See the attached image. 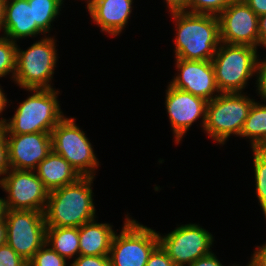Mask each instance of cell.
<instances>
[{
	"instance_id": "6da1fadb",
	"label": "cell",
	"mask_w": 266,
	"mask_h": 266,
	"mask_svg": "<svg viewBox=\"0 0 266 266\" xmlns=\"http://www.w3.org/2000/svg\"><path fill=\"white\" fill-rule=\"evenodd\" d=\"M170 15L175 23L174 57L211 61L221 43L218 16L186 11Z\"/></svg>"
},
{
	"instance_id": "7a4b0ae2",
	"label": "cell",
	"mask_w": 266,
	"mask_h": 266,
	"mask_svg": "<svg viewBox=\"0 0 266 266\" xmlns=\"http://www.w3.org/2000/svg\"><path fill=\"white\" fill-rule=\"evenodd\" d=\"M94 177H80L76 182L49 192L44 210L46 227H81L96 218L93 202Z\"/></svg>"
},
{
	"instance_id": "3957f363",
	"label": "cell",
	"mask_w": 266,
	"mask_h": 266,
	"mask_svg": "<svg viewBox=\"0 0 266 266\" xmlns=\"http://www.w3.org/2000/svg\"><path fill=\"white\" fill-rule=\"evenodd\" d=\"M32 93L20 102L14 115L4 119L6 134L51 133L53 128L65 117L60 101V90L26 89Z\"/></svg>"
},
{
	"instance_id": "277c9868",
	"label": "cell",
	"mask_w": 266,
	"mask_h": 266,
	"mask_svg": "<svg viewBox=\"0 0 266 266\" xmlns=\"http://www.w3.org/2000/svg\"><path fill=\"white\" fill-rule=\"evenodd\" d=\"M55 36L41 37L26 50L17 44L14 84L20 89H53V76L58 62ZM52 85V86H51Z\"/></svg>"
},
{
	"instance_id": "5b68a950",
	"label": "cell",
	"mask_w": 266,
	"mask_h": 266,
	"mask_svg": "<svg viewBox=\"0 0 266 266\" xmlns=\"http://www.w3.org/2000/svg\"><path fill=\"white\" fill-rule=\"evenodd\" d=\"M245 93H220L208 101L203 128L208 138L223 146L231 135L240 136L250 108L255 102V99Z\"/></svg>"
},
{
	"instance_id": "8992f818",
	"label": "cell",
	"mask_w": 266,
	"mask_h": 266,
	"mask_svg": "<svg viewBox=\"0 0 266 266\" xmlns=\"http://www.w3.org/2000/svg\"><path fill=\"white\" fill-rule=\"evenodd\" d=\"M260 58L258 48L221 42L211 60L218 90L221 93L244 92L249 79L256 76Z\"/></svg>"
},
{
	"instance_id": "52a82bcc",
	"label": "cell",
	"mask_w": 266,
	"mask_h": 266,
	"mask_svg": "<svg viewBox=\"0 0 266 266\" xmlns=\"http://www.w3.org/2000/svg\"><path fill=\"white\" fill-rule=\"evenodd\" d=\"M74 117H64L52 130V150L65 158L81 177H94L99 160L89 138Z\"/></svg>"
},
{
	"instance_id": "ba28073f",
	"label": "cell",
	"mask_w": 266,
	"mask_h": 266,
	"mask_svg": "<svg viewBox=\"0 0 266 266\" xmlns=\"http://www.w3.org/2000/svg\"><path fill=\"white\" fill-rule=\"evenodd\" d=\"M119 234L115 232L109 252L110 266H146L159 245L157 231L125 216Z\"/></svg>"
},
{
	"instance_id": "9c48e42d",
	"label": "cell",
	"mask_w": 266,
	"mask_h": 266,
	"mask_svg": "<svg viewBox=\"0 0 266 266\" xmlns=\"http://www.w3.org/2000/svg\"><path fill=\"white\" fill-rule=\"evenodd\" d=\"M6 243L27 262L46 242L44 213L7 209Z\"/></svg>"
},
{
	"instance_id": "30bf717a",
	"label": "cell",
	"mask_w": 266,
	"mask_h": 266,
	"mask_svg": "<svg viewBox=\"0 0 266 266\" xmlns=\"http://www.w3.org/2000/svg\"><path fill=\"white\" fill-rule=\"evenodd\" d=\"M157 235L159 245L175 266H187L209 254L215 240L213 234L196 223L178 225L170 233Z\"/></svg>"
},
{
	"instance_id": "8fae6325",
	"label": "cell",
	"mask_w": 266,
	"mask_h": 266,
	"mask_svg": "<svg viewBox=\"0 0 266 266\" xmlns=\"http://www.w3.org/2000/svg\"><path fill=\"white\" fill-rule=\"evenodd\" d=\"M7 209L44 212L49 190L34 170H8L0 181Z\"/></svg>"
},
{
	"instance_id": "7c38bea8",
	"label": "cell",
	"mask_w": 266,
	"mask_h": 266,
	"mask_svg": "<svg viewBox=\"0 0 266 266\" xmlns=\"http://www.w3.org/2000/svg\"><path fill=\"white\" fill-rule=\"evenodd\" d=\"M165 97V109L169 117L175 143H181L189 128L201 118L202 129L205 125L208 101L187 91L168 84Z\"/></svg>"
},
{
	"instance_id": "4fadbf2b",
	"label": "cell",
	"mask_w": 266,
	"mask_h": 266,
	"mask_svg": "<svg viewBox=\"0 0 266 266\" xmlns=\"http://www.w3.org/2000/svg\"><path fill=\"white\" fill-rule=\"evenodd\" d=\"M220 39L230 45L259 46V17L244 2L234 0L219 15Z\"/></svg>"
},
{
	"instance_id": "5bb4252c",
	"label": "cell",
	"mask_w": 266,
	"mask_h": 266,
	"mask_svg": "<svg viewBox=\"0 0 266 266\" xmlns=\"http://www.w3.org/2000/svg\"><path fill=\"white\" fill-rule=\"evenodd\" d=\"M177 73L169 84L210 101L221 92L215 81L212 61L184 60L175 58Z\"/></svg>"
},
{
	"instance_id": "9a60e30c",
	"label": "cell",
	"mask_w": 266,
	"mask_h": 266,
	"mask_svg": "<svg viewBox=\"0 0 266 266\" xmlns=\"http://www.w3.org/2000/svg\"><path fill=\"white\" fill-rule=\"evenodd\" d=\"M11 169L35 170L52 151L51 133L6 134Z\"/></svg>"
},
{
	"instance_id": "2e32d148",
	"label": "cell",
	"mask_w": 266,
	"mask_h": 266,
	"mask_svg": "<svg viewBox=\"0 0 266 266\" xmlns=\"http://www.w3.org/2000/svg\"><path fill=\"white\" fill-rule=\"evenodd\" d=\"M133 0H92L86 5L91 21L100 31L112 38L119 36L125 30L131 17Z\"/></svg>"
},
{
	"instance_id": "e0dca14e",
	"label": "cell",
	"mask_w": 266,
	"mask_h": 266,
	"mask_svg": "<svg viewBox=\"0 0 266 266\" xmlns=\"http://www.w3.org/2000/svg\"><path fill=\"white\" fill-rule=\"evenodd\" d=\"M2 36L13 42L46 33L33 23V7L28 0H5ZM18 40V41H17Z\"/></svg>"
},
{
	"instance_id": "ac0fdd59",
	"label": "cell",
	"mask_w": 266,
	"mask_h": 266,
	"mask_svg": "<svg viewBox=\"0 0 266 266\" xmlns=\"http://www.w3.org/2000/svg\"><path fill=\"white\" fill-rule=\"evenodd\" d=\"M117 230L109 223H99L96 218L79 227L80 255L109 256L111 242Z\"/></svg>"
},
{
	"instance_id": "d6986e66",
	"label": "cell",
	"mask_w": 266,
	"mask_h": 266,
	"mask_svg": "<svg viewBox=\"0 0 266 266\" xmlns=\"http://www.w3.org/2000/svg\"><path fill=\"white\" fill-rule=\"evenodd\" d=\"M34 171L49 192L72 184L81 177L65 158L53 150Z\"/></svg>"
},
{
	"instance_id": "ffe728a7",
	"label": "cell",
	"mask_w": 266,
	"mask_h": 266,
	"mask_svg": "<svg viewBox=\"0 0 266 266\" xmlns=\"http://www.w3.org/2000/svg\"><path fill=\"white\" fill-rule=\"evenodd\" d=\"M45 243L66 260H74L80 255L79 228L47 227Z\"/></svg>"
},
{
	"instance_id": "44dd1931",
	"label": "cell",
	"mask_w": 266,
	"mask_h": 266,
	"mask_svg": "<svg viewBox=\"0 0 266 266\" xmlns=\"http://www.w3.org/2000/svg\"><path fill=\"white\" fill-rule=\"evenodd\" d=\"M249 139L252 149L258 147L266 140V103L255 101L245 120L240 138Z\"/></svg>"
},
{
	"instance_id": "7402d4cb",
	"label": "cell",
	"mask_w": 266,
	"mask_h": 266,
	"mask_svg": "<svg viewBox=\"0 0 266 266\" xmlns=\"http://www.w3.org/2000/svg\"><path fill=\"white\" fill-rule=\"evenodd\" d=\"M65 0H28L33 7V23L49 34L55 19L60 15ZM52 24V25H51Z\"/></svg>"
},
{
	"instance_id": "603a6c76",
	"label": "cell",
	"mask_w": 266,
	"mask_h": 266,
	"mask_svg": "<svg viewBox=\"0 0 266 266\" xmlns=\"http://www.w3.org/2000/svg\"><path fill=\"white\" fill-rule=\"evenodd\" d=\"M253 151V167L255 178V190L258 204L263 211L264 218H266V156L258 149Z\"/></svg>"
},
{
	"instance_id": "cb8c5ba5",
	"label": "cell",
	"mask_w": 266,
	"mask_h": 266,
	"mask_svg": "<svg viewBox=\"0 0 266 266\" xmlns=\"http://www.w3.org/2000/svg\"><path fill=\"white\" fill-rule=\"evenodd\" d=\"M16 57L17 43L0 35V79L9 75L13 80L16 72Z\"/></svg>"
},
{
	"instance_id": "d4e9b609",
	"label": "cell",
	"mask_w": 266,
	"mask_h": 266,
	"mask_svg": "<svg viewBox=\"0 0 266 266\" xmlns=\"http://www.w3.org/2000/svg\"><path fill=\"white\" fill-rule=\"evenodd\" d=\"M67 260L60 256L46 243L27 262L28 266H70Z\"/></svg>"
},
{
	"instance_id": "484cf974",
	"label": "cell",
	"mask_w": 266,
	"mask_h": 266,
	"mask_svg": "<svg viewBox=\"0 0 266 266\" xmlns=\"http://www.w3.org/2000/svg\"><path fill=\"white\" fill-rule=\"evenodd\" d=\"M234 0H189L188 12L218 16Z\"/></svg>"
},
{
	"instance_id": "4316f807",
	"label": "cell",
	"mask_w": 266,
	"mask_h": 266,
	"mask_svg": "<svg viewBox=\"0 0 266 266\" xmlns=\"http://www.w3.org/2000/svg\"><path fill=\"white\" fill-rule=\"evenodd\" d=\"M0 266H28V264L6 243L0 246Z\"/></svg>"
},
{
	"instance_id": "83f0119b",
	"label": "cell",
	"mask_w": 266,
	"mask_h": 266,
	"mask_svg": "<svg viewBox=\"0 0 266 266\" xmlns=\"http://www.w3.org/2000/svg\"><path fill=\"white\" fill-rule=\"evenodd\" d=\"M254 78H256L257 95L266 103V57L259 59Z\"/></svg>"
},
{
	"instance_id": "f1b7e54d",
	"label": "cell",
	"mask_w": 266,
	"mask_h": 266,
	"mask_svg": "<svg viewBox=\"0 0 266 266\" xmlns=\"http://www.w3.org/2000/svg\"><path fill=\"white\" fill-rule=\"evenodd\" d=\"M10 169L7 137L5 128L2 126L0 127V181Z\"/></svg>"
},
{
	"instance_id": "f546056e",
	"label": "cell",
	"mask_w": 266,
	"mask_h": 266,
	"mask_svg": "<svg viewBox=\"0 0 266 266\" xmlns=\"http://www.w3.org/2000/svg\"><path fill=\"white\" fill-rule=\"evenodd\" d=\"M70 266H110L109 256H85L79 255Z\"/></svg>"
},
{
	"instance_id": "4dcf8cb0",
	"label": "cell",
	"mask_w": 266,
	"mask_h": 266,
	"mask_svg": "<svg viewBox=\"0 0 266 266\" xmlns=\"http://www.w3.org/2000/svg\"><path fill=\"white\" fill-rule=\"evenodd\" d=\"M146 266H175L167 253L158 245L150 254Z\"/></svg>"
},
{
	"instance_id": "1f68e13d",
	"label": "cell",
	"mask_w": 266,
	"mask_h": 266,
	"mask_svg": "<svg viewBox=\"0 0 266 266\" xmlns=\"http://www.w3.org/2000/svg\"><path fill=\"white\" fill-rule=\"evenodd\" d=\"M187 266H225L218 260L216 254L214 252H210L209 254L198 258L196 261L192 262ZM231 266H239V264H233Z\"/></svg>"
},
{
	"instance_id": "d6a6232c",
	"label": "cell",
	"mask_w": 266,
	"mask_h": 266,
	"mask_svg": "<svg viewBox=\"0 0 266 266\" xmlns=\"http://www.w3.org/2000/svg\"><path fill=\"white\" fill-rule=\"evenodd\" d=\"M166 2V8H168V13L172 12H188L189 0H164Z\"/></svg>"
},
{
	"instance_id": "836d02e7",
	"label": "cell",
	"mask_w": 266,
	"mask_h": 266,
	"mask_svg": "<svg viewBox=\"0 0 266 266\" xmlns=\"http://www.w3.org/2000/svg\"><path fill=\"white\" fill-rule=\"evenodd\" d=\"M244 2L258 17L266 14V0H244Z\"/></svg>"
},
{
	"instance_id": "e575fe53",
	"label": "cell",
	"mask_w": 266,
	"mask_h": 266,
	"mask_svg": "<svg viewBox=\"0 0 266 266\" xmlns=\"http://www.w3.org/2000/svg\"><path fill=\"white\" fill-rule=\"evenodd\" d=\"M259 46L266 49V14L259 16L258 20Z\"/></svg>"
},
{
	"instance_id": "d590c367",
	"label": "cell",
	"mask_w": 266,
	"mask_h": 266,
	"mask_svg": "<svg viewBox=\"0 0 266 266\" xmlns=\"http://www.w3.org/2000/svg\"><path fill=\"white\" fill-rule=\"evenodd\" d=\"M4 92L5 91L3 90V88L0 84V117H1V115H3L2 113L6 110L7 104L10 103L9 101H11V100L7 99V95H5ZM4 119H5L4 117L0 118V127L3 126Z\"/></svg>"
},
{
	"instance_id": "8d00e7d4",
	"label": "cell",
	"mask_w": 266,
	"mask_h": 266,
	"mask_svg": "<svg viewBox=\"0 0 266 266\" xmlns=\"http://www.w3.org/2000/svg\"><path fill=\"white\" fill-rule=\"evenodd\" d=\"M251 257L253 259H266V243L262 246H257L256 249L253 251Z\"/></svg>"
},
{
	"instance_id": "74e56055",
	"label": "cell",
	"mask_w": 266,
	"mask_h": 266,
	"mask_svg": "<svg viewBox=\"0 0 266 266\" xmlns=\"http://www.w3.org/2000/svg\"><path fill=\"white\" fill-rule=\"evenodd\" d=\"M6 244V222L0 220V246Z\"/></svg>"
},
{
	"instance_id": "f35d334b",
	"label": "cell",
	"mask_w": 266,
	"mask_h": 266,
	"mask_svg": "<svg viewBox=\"0 0 266 266\" xmlns=\"http://www.w3.org/2000/svg\"><path fill=\"white\" fill-rule=\"evenodd\" d=\"M6 211L7 208L4 202V198L0 197V220H5Z\"/></svg>"
},
{
	"instance_id": "ab89813d",
	"label": "cell",
	"mask_w": 266,
	"mask_h": 266,
	"mask_svg": "<svg viewBox=\"0 0 266 266\" xmlns=\"http://www.w3.org/2000/svg\"><path fill=\"white\" fill-rule=\"evenodd\" d=\"M5 0H0V32L3 30V14Z\"/></svg>"
},
{
	"instance_id": "60d3db41",
	"label": "cell",
	"mask_w": 266,
	"mask_h": 266,
	"mask_svg": "<svg viewBox=\"0 0 266 266\" xmlns=\"http://www.w3.org/2000/svg\"><path fill=\"white\" fill-rule=\"evenodd\" d=\"M258 150L266 156V140L258 147Z\"/></svg>"
},
{
	"instance_id": "b9f144b4",
	"label": "cell",
	"mask_w": 266,
	"mask_h": 266,
	"mask_svg": "<svg viewBox=\"0 0 266 266\" xmlns=\"http://www.w3.org/2000/svg\"><path fill=\"white\" fill-rule=\"evenodd\" d=\"M249 263L245 266H260L252 257L250 258Z\"/></svg>"
},
{
	"instance_id": "7bdbcfd3",
	"label": "cell",
	"mask_w": 266,
	"mask_h": 266,
	"mask_svg": "<svg viewBox=\"0 0 266 266\" xmlns=\"http://www.w3.org/2000/svg\"><path fill=\"white\" fill-rule=\"evenodd\" d=\"M260 266H266V259H254Z\"/></svg>"
},
{
	"instance_id": "ee69618b",
	"label": "cell",
	"mask_w": 266,
	"mask_h": 266,
	"mask_svg": "<svg viewBox=\"0 0 266 266\" xmlns=\"http://www.w3.org/2000/svg\"><path fill=\"white\" fill-rule=\"evenodd\" d=\"M81 1H83V0H81ZM85 1V3H86V5L89 3V2H91L92 0H84Z\"/></svg>"
}]
</instances>
